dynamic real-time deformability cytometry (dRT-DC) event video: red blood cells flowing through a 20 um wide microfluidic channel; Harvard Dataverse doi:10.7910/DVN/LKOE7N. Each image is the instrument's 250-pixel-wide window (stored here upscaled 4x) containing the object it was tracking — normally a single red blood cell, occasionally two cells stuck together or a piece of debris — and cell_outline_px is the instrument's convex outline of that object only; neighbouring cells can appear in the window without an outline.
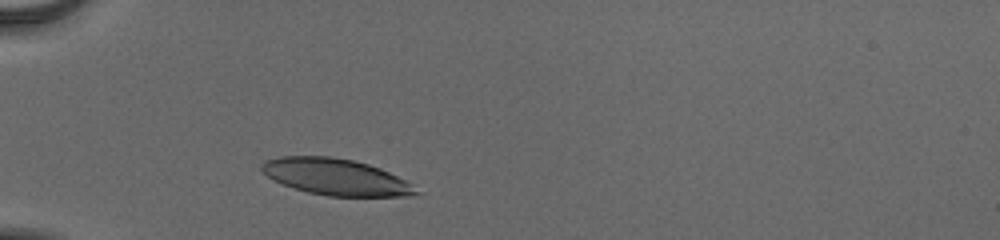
{"species": "human", "species_latin": "Homo sapiens", "temperature_condition": "cold", "stored_images_in_passage": 32, "camera_frame_rate_fps": 3000, "um_per_image_px": 0.085, "donor": {"sex": "male"}, "frame": {"image": 1, "passage_image": 2, "time_ms": 0.333, "image_size_px": [1000, 240], "cell_outline_px": [[420, 192], [408, 196], [328, 196], [308, 192], [284, 184], [268, 176], [260, 168], [260, 164], [268, 160], [280, 156], [332, 156], [352, 160], [368, 164], [380, 168], [412, 184]], "centroid_in_image_um": [28.55, 15.03], "position_along_channel_um": 56.5, "area_um2": 32.31}}
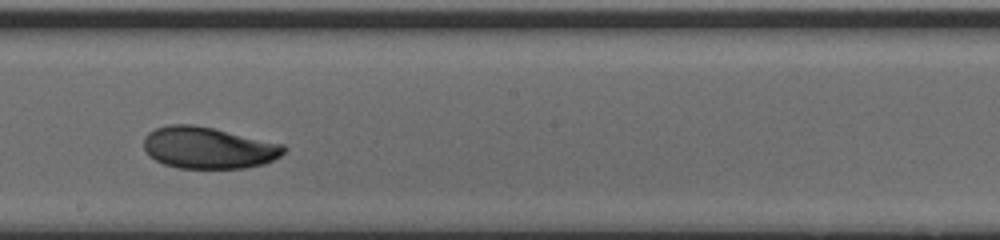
{"frame": {"image": 2, "passage_image": 17, "time_ms": 5.333, "image_size_px": [1000, 240], "cell_outline_px": [[288, 148], [280, 156], [264, 164], [244, 168], [180, 168], [164, 164], [148, 156], [144, 148], [144, 136], [148, 132], [156, 128], [172, 124], [192, 124], [212, 128], [284, 144]], "centroid_in_image_um": [17.7, 12.56], "position_along_channel_um": 230.5, "area_um2": 33.99}}
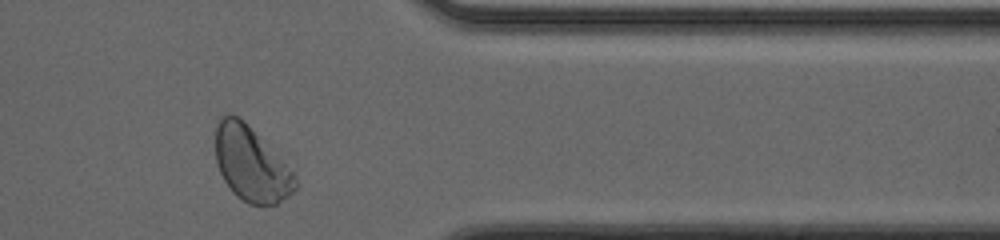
{"frame": {"image": 3, "passage_image": 30, "time_ms": 9.667, "image_size_px": [1000, 240], "cell_outline_px": [[300, 184], [288, 196], [276, 204], [248, 204], [236, 196], [232, 192], [224, 180], [220, 172], [216, 160], [216, 124], [220, 116], [224, 112], [228, 112], [244, 120], [296, 176]], "centroid_in_image_um": [21.32, 13.93], "position_along_channel_um": 390.1, "area_um2": 34.45}, "authors_computed_cell_mechanics": {"area_um2": 33.7552, "velocity_mm_per_s": 3.8754, "shape_relaxation_time_tau1_ms": 2.9146, "shape_relaxation_time_tau2_ms": 2.5768, "deformation_change_tau1": 0.1448, "deformation_change_tau2": 0.065}}